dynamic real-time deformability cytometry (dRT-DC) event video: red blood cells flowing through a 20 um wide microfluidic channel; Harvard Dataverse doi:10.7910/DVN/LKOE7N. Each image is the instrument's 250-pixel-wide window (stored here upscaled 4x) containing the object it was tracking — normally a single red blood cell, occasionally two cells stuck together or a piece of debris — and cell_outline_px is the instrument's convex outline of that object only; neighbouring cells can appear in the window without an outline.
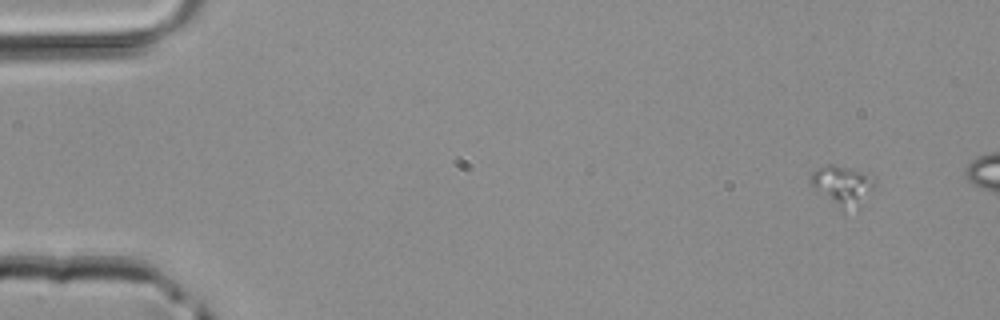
{"species": "common noctule bat (a hibernating species)", "species_latin": "Nyctalus noctula", "temperature_condition": "room temperature", "stored_images_in_passage": 4, "camera_frame_rate_fps": 3000, "um_per_image_px": 0.085, "animal": {"sex": "male", "body_mass_g": 20.4}, "frame": {"image": 1, "passage_image": 1, "time_ms": 0.0, "image_size_px": [1000, 320], "cell_outline_px": [[876, 184], [872, 188], [844, 212], [816, 188], [808, 180], [808, 176], [816, 168], [828, 164], [832, 164], [864, 172], [876, 176]], "centroid_in_image_um": [71.56, 15.66], "position_along_channel_um": 13.4, "area_um2": 13.93}}